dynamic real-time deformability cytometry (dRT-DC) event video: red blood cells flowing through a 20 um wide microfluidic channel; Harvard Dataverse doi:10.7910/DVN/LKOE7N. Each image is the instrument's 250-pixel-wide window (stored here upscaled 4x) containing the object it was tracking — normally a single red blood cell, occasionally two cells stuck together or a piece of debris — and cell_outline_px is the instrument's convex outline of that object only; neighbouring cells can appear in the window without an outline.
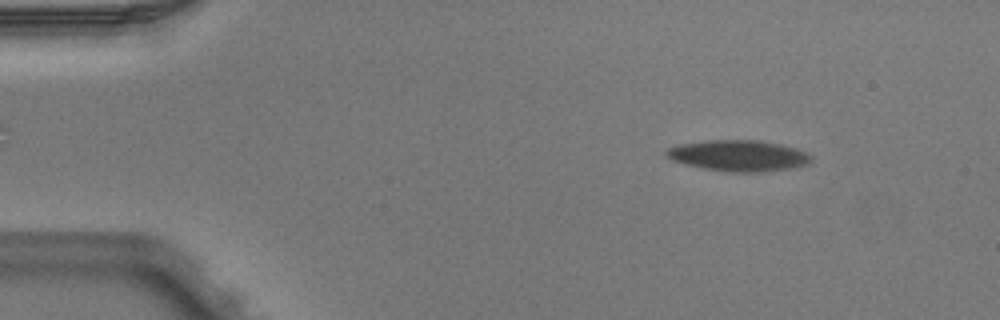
{"species": "Egyptian fruit bat (a non-hibernating species)", "species_latin": "Rousettus aegyptiacus", "temperature_condition": "warm", "stored_images_in_passage": 4, "segment_of_instrument_passage": [1, 2], "camera_frame_rate_fps": 3000, "um_per_image_px": 0.085, "animal": {"sex": "male"}, "frame": {"image": 1, "passage_image": 1, "time_ms": 0.0, "image_size_px": [1000, 320], "cell_outline_px": [[812, 160], [808, 164], [792, 168], [764, 172], [732, 172], [704, 168], [672, 160], [664, 152], [668, 148], [680, 144], [708, 140], [760, 140], [780, 144], [796, 148], [808, 152], [812, 156]], "centroid_in_image_um": [62.84, 13.23], "position_along_channel_um": 22.2, "area_um2": 26.18}}